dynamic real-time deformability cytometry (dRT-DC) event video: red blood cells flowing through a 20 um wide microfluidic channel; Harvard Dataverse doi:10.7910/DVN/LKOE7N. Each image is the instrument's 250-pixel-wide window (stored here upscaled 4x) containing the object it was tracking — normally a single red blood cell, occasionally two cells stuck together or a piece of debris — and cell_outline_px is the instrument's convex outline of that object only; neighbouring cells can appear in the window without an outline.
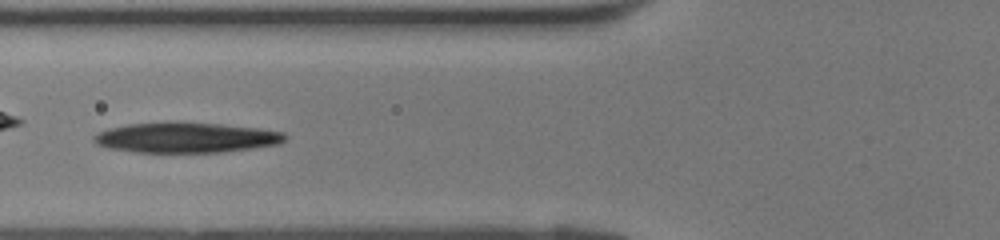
{"species": "human", "species_latin": "Homo sapiens", "temperature_condition": "room temperature", "stored_images_in_passage": 41, "camera_frame_rate_fps": 3000, "um_per_image_px": 0.085, "donor": {"sex": "female"}, "frame": {"image": 1, "passage_image": 16, "time_ms": 5.0, "image_size_px": [1000, 240], "cell_outline_px": [[288, 136], [280, 144], [220, 152], [136, 152], [108, 148], [96, 144], [92, 140], [92, 136], [96, 132], [108, 128], [128, 124], [220, 124], [260, 128], [284, 132]], "centroid_in_image_um": [15.8, 11.72], "position_along_channel_um": 110.0, "area_um2": 33.0}}
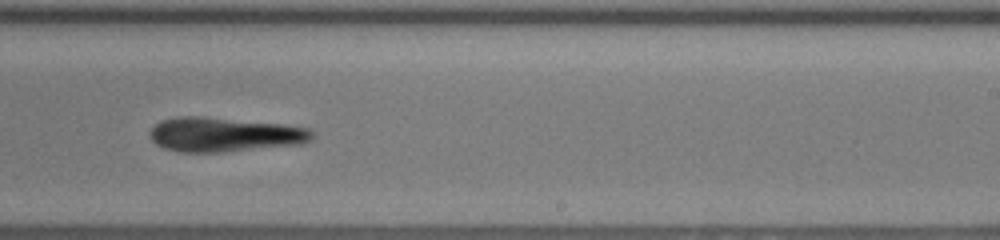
{"frame": {"image": 2, "passage_image": 26, "time_ms": 8.333, "image_size_px": [1000, 240], "cell_outline_px": [[316, 136], [312, 140], [300, 144], [224, 152], [180, 152], [164, 148], [156, 144], [152, 140], [148, 132], [160, 120], [180, 116], [200, 116], [280, 124], [312, 128]], "centroid_in_image_um": [19.09, 11.44], "position_along_channel_um": 269.9, "area_um2": 32.66}}
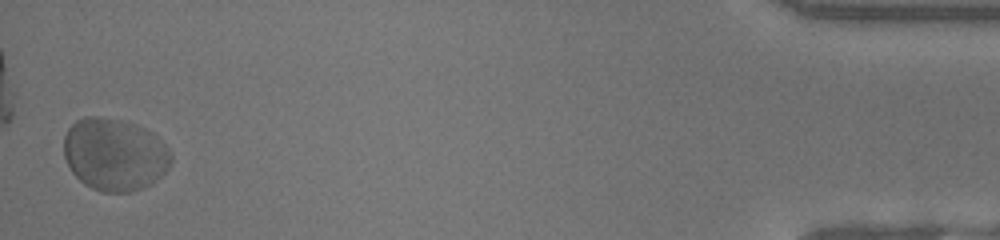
{"frame": {"image": 3, "passage_image": 41, "time_ms": 13.333, "image_size_px": [1000, 240], "cell_outline_px": [[172, 160], [168, 168], [152, 184], [144, 188], [132, 192], [100, 192], [84, 184], [72, 172], [64, 156], [64, 136], [68, 128], [76, 120], [84, 116], [100, 116], [120, 120], [136, 124], [152, 132], [172, 152]], "centroid_in_image_um": [9.74, 13.13], "position_along_channel_um": 425.5, "area_um2": 45.66}}